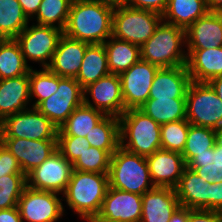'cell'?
<instances>
[{
	"mask_svg": "<svg viewBox=\"0 0 222 222\" xmlns=\"http://www.w3.org/2000/svg\"><path fill=\"white\" fill-rule=\"evenodd\" d=\"M109 187L108 173L72 171L63 196L80 218L98 215Z\"/></svg>",
	"mask_w": 222,
	"mask_h": 222,
	"instance_id": "cell-2",
	"label": "cell"
},
{
	"mask_svg": "<svg viewBox=\"0 0 222 222\" xmlns=\"http://www.w3.org/2000/svg\"><path fill=\"white\" fill-rule=\"evenodd\" d=\"M186 167L194 170L209 184L222 182V147L215 144L207 152L196 154Z\"/></svg>",
	"mask_w": 222,
	"mask_h": 222,
	"instance_id": "cell-32",
	"label": "cell"
},
{
	"mask_svg": "<svg viewBox=\"0 0 222 222\" xmlns=\"http://www.w3.org/2000/svg\"><path fill=\"white\" fill-rule=\"evenodd\" d=\"M159 68L140 59L128 70L119 74L124 112L128 109H140L149 99L152 82Z\"/></svg>",
	"mask_w": 222,
	"mask_h": 222,
	"instance_id": "cell-12",
	"label": "cell"
},
{
	"mask_svg": "<svg viewBox=\"0 0 222 222\" xmlns=\"http://www.w3.org/2000/svg\"><path fill=\"white\" fill-rule=\"evenodd\" d=\"M2 144L16 157L22 172L27 175L57 150V140H27L1 138Z\"/></svg>",
	"mask_w": 222,
	"mask_h": 222,
	"instance_id": "cell-16",
	"label": "cell"
},
{
	"mask_svg": "<svg viewBox=\"0 0 222 222\" xmlns=\"http://www.w3.org/2000/svg\"><path fill=\"white\" fill-rule=\"evenodd\" d=\"M189 218V208L180 206L172 215L169 222H187Z\"/></svg>",
	"mask_w": 222,
	"mask_h": 222,
	"instance_id": "cell-47",
	"label": "cell"
},
{
	"mask_svg": "<svg viewBox=\"0 0 222 222\" xmlns=\"http://www.w3.org/2000/svg\"><path fill=\"white\" fill-rule=\"evenodd\" d=\"M90 147L85 137L58 136L57 149L72 164Z\"/></svg>",
	"mask_w": 222,
	"mask_h": 222,
	"instance_id": "cell-40",
	"label": "cell"
},
{
	"mask_svg": "<svg viewBox=\"0 0 222 222\" xmlns=\"http://www.w3.org/2000/svg\"><path fill=\"white\" fill-rule=\"evenodd\" d=\"M62 35L63 30L57 27L32 24L27 25L15 40L28 66L30 60L40 63L42 68H47Z\"/></svg>",
	"mask_w": 222,
	"mask_h": 222,
	"instance_id": "cell-9",
	"label": "cell"
},
{
	"mask_svg": "<svg viewBox=\"0 0 222 222\" xmlns=\"http://www.w3.org/2000/svg\"><path fill=\"white\" fill-rule=\"evenodd\" d=\"M209 210L222 211V182L210 184Z\"/></svg>",
	"mask_w": 222,
	"mask_h": 222,
	"instance_id": "cell-44",
	"label": "cell"
},
{
	"mask_svg": "<svg viewBox=\"0 0 222 222\" xmlns=\"http://www.w3.org/2000/svg\"><path fill=\"white\" fill-rule=\"evenodd\" d=\"M208 12L206 0H168L162 19L186 30Z\"/></svg>",
	"mask_w": 222,
	"mask_h": 222,
	"instance_id": "cell-25",
	"label": "cell"
},
{
	"mask_svg": "<svg viewBox=\"0 0 222 222\" xmlns=\"http://www.w3.org/2000/svg\"><path fill=\"white\" fill-rule=\"evenodd\" d=\"M191 78L186 66L159 68L149 92V99H186Z\"/></svg>",
	"mask_w": 222,
	"mask_h": 222,
	"instance_id": "cell-19",
	"label": "cell"
},
{
	"mask_svg": "<svg viewBox=\"0 0 222 222\" xmlns=\"http://www.w3.org/2000/svg\"><path fill=\"white\" fill-rule=\"evenodd\" d=\"M222 46V19L208 12L186 29L187 50L212 49Z\"/></svg>",
	"mask_w": 222,
	"mask_h": 222,
	"instance_id": "cell-20",
	"label": "cell"
},
{
	"mask_svg": "<svg viewBox=\"0 0 222 222\" xmlns=\"http://www.w3.org/2000/svg\"><path fill=\"white\" fill-rule=\"evenodd\" d=\"M186 99H148L140 108L162 125L186 119Z\"/></svg>",
	"mask_w": 222,
	"mask_h": 222,
	"instance_id": "cell-30",
	"label": "cell"
},
{
	"mask_svg": "<svg viewBox=\"0 0 222 222\" xmlns=\"http://www.w3.org/2000/svg\"><path fill=\"white\" fill-rule=\"evenodd\" d=\"M183 46H186V30L162 20L140 47L141 59L160 68L186 66L187 51Z\"/></svg>",
	"mask_w": 222,
	"mask_h": 222,
	"instance_id": "cell-3",
	"label": "cell"
},
{
	"mask_svg": "<svg viewBox=\"0 0 222 222\" xmlns=\"http://www.w3.org/2000/svg\"><path fill=\"white\" fill-rule=\"evenodd\" d=\"M7 174H24L16 157L3 145H0V177Z\"/></svg>",
	"mask_w": 222,
	"mask_h": 222,
	"instance_id": "cell-41",
	"label": "cell"
},
{
	"mask_svg": "<svg viewBox=\"0 0 222 222\" xmlns=\"http://www.w3.org/2000/svg\"><path fill=\"white\" fill-rule=\"evenodd\" d=\"M186 67L191 81L206 82L222 76V46L203 50H187Z\"/></svg>",
	"mask_w": 222,
	"mask_h": 222,
	"instance_id": "cell-24",
	"label": "cell"
},
{
	"mask_svg": "<svg viewBox=\"0 0 222 222\" xmlns=\"http://www.w3.org/2000/svg\"><path fill=\"white\" fill-rule=\"evenodd\" d=\"M215 144L222 147V126L215 129Z\"/></svg>",
	"mask_w": 222,
	"mask_h": 222,
	"instance_id": "cell-50",
	"label": "cell"
},
{
	"mask_svg": "<svg viewBox=\"0 0 222 222\" xmlns=\"http://www.w3.org/2000/svg\"><path fill=\"white\" fill-rule=\"evenodd\" d=\"M110 73L120 74L141 59L140 47L128 41L109 37L104 43Z\"/></svg>",
	"mask_w": 222,
	"mask_h": 222,
	"instance_id": "cell-27",
	"label": "cell"
},
{
	"mask_svg": "<svg viewBox=\"0 0 222 222\" xmlns=\"http://www.w3.org/2000/svg\"><path fill=\"white\" fill-rule=\"evenodd\" d=\"M31 102L29 75L0 80V122L28 109Z\"/></svg>",
	"mask_w": 222,
	"mask_h": 222,
	"instance_id": "cell-22",
	"label": "cell"
},
{
	"mask_svg": "<svg viewBox=\"0 0 222 222\" xmlns=\"http://www.w3.org/2000/svg\"><path fill=\"white\" fill-rule=\"evenodd\" d=\"M85 221L87 222H110V221H107V220H104L102 218H100L99 216H90V217H87V218H83Z\"/></svg>",
	"mask_w": 222,
	"mask_h": 222,
	"instance_id": "cell-52",
	"label": "cell"
},
{
	"mask_svg": "<svg viewBox=\"0 0 222 222\" xmlns=\"http://www.w3.org/2000/svg\"><path fill=\"white\" fill-rule=\"evenodd\" d=\"M110 73L103 44H89L83 56L80 71L75 78L84 89Z\"/></svg>",
	"mask_w": 222,
	"mask_h": 222,
	"instance_id": "cell-26",
	"label": "cell"
},
{
	"mask_svg": "<svg viewBox=\"0 0 222 222\" xmlns=\"http://www.w3.org/2000/svg\"><path fill=\"white\" fill-rule=\"evenodd\" d=\"M114 6L98 0H73L63 34L88 44H103L112 36Z\"/></svg>",
	"mask_w": 222,
	"mask_h": 222,
	"instance_id": "cell-1",
	"label": "cell"
},
{
	"mask_svg": "<svg viewBox=\"0 0 222 222\" xmlns=\"http://www.w3.org/2000/svg\"><path fill=\"white\" fill-rule=\"evenodd\" d=\"M85 138L90 146L112 155L120 147L119 117L106 115Z\"/></svg>",
	"mask_w": 222,
	"mask_h": 222,
	"instance_id": "cell-31",
	"label": "cell"
},
{
	"mask_svg": "<svg viewBox=\"0 0 222 222\" xmlns=\"http://www.w3.org/2000/svg\"><path fill=\"white\" fill-rule=\"evenodd\" d=\"M108 177L109 187L138 195L155 188L146 158L121 146L112 154Z\"/></svg>",
	"mask_w": 222,
	"mask_h": 222,
	"instance_id": "cell-5",
	"label": "cell"
},
{
	"mask_svg": "<svg viewBox=\"0 0 222 222\" xmlns=\"http://www.w3.org/2000/svg\"><path fill=\"white\" fill-rule=\"evenodd\" d=\"M100 2L112 5V6H121V5H125L127 0H98Z\"/></svg>",
	"mask_w": 222,
	"mask_h": 222,
	"instance_id": "cell-51",
	"label": "cell"
},
{
	"mask_svg": "<svg viewBox=\"0 0 222 222\" xmlns=\"http://www.w3.org/2000/svg\"><path fill=\"white\" fill-rule=\"evenodd\" d=\"M84 104L105 115L120 117L124 113L121 80L118 74L109 73L83 89ZM91 95V100L89 96ZM94 104V105H93Z\"/></svg>",
	"mask_w": 222,
	"mask_h": 222,
	"instance_id": "cell-14",
	"label": "cell"
},
{
	"mask_svg": "<svg viewBox=\"0 0 222 222\" xmlns=\"http://www.w3.org/2000/svg\"><path fill=\"white\" fill-rule=\"evenodd\" d=\"M180 206L175 189L155 187L142 195L140 222H169Z\"/></svg>",
	"mask_w": 222,
	"mask_h": 222,
	"instance_id": "cell-21",
	"label": "cell"
},
{
	"mask_svg": "<svg viewBox=\"0 0 222 222\" xmlns=\"http://www.w3.org/2000/svg\"><path fill=\"white\" fill-rule=\"evenodd\" d=\"M73 165L57 149L40 166L26 175L27 186L63 194L69 183Z\"/></svg>",
	"mask_w": 222,
	"mask_h": 222,
	"instance_id": "cell-13",
	"label": "cell"
},
{
	"mask_svg": "<svg viewBox=\"0 0 222 222\" xmlns=\"http://www.w3.org/2000/svg\"><path fill=\"white\" fill-rule=\"evenodd\" d=\"M31 68L15 38L0 39V80L29 75Z\"/></svg>",
	"mask_w": 222,
	"mask_h": 222,
	"instance_id": "cell-29",
	"label": "cell"
},
{
	"mask_svg": "<svg viewBox=\"0 0 222 222\" xmlns=\"http://www.w3.org/2000/svg\"><path fill=\"white\" fill-rule=\"evenodd\" d=\"M145 158L154 186L175 189L186 167L182 154L158 149Z\"/></svg>",
	"mask_w": 222,
	"mask_h": 222,
	"instance_id": "cell-17",
	"label": "cell"
},
{
	"mask_svg": "<svg viewBox=\"0 0 222 222\" xmlns=\"http://www.w3.org/2000/svg\"><path fill=\"white\" fill-rule=\"evenodd\" d=\"M209 12H218L222 9V0H206Z\"/></svg>",
	"mask_w": 222,
	"mask_h": 222,
	"instance_id": "cell-49",
	"label": "cell"
},
{
	"mask_svg": "<svg viewBox=\"0 0 222 222\" xmlns=\"http://www.w3.org/2000/svg\"><path fill=\"white\" fill-rule=\"evenodd\" d=\"M222 19V9L217 12Z\"/></svg>",
	"mask_w": 222,
	"mask_h": 222,
	"instance_id": "cell-53",
	"label": "cell"
},
{
	"mask_svg": "<svg viewBox=\"0 0 222 222\" xmlns=\"http://www.w3.org/2000/svg\"><path fill=\"white\" fill-rule=\"evenodd\" d=\"M162 20V15L153 11L132 8L126 4L115 6L112 36L141 47Z\"/></svg>",
	"mask_w": 222,
	"mask_h": 222,
	"instance_id": "cell-6",
	"label": "cell"
},
{
	"mask_svg": "<svg viewBox=\"0 0 222 222\" xmlns=\"http://www.w3.org/2000/svg\"><path fill=\"white\" fill-rule=\"evenodd\" d=\"M120 146L144 157L161 149V125L140 109H128L120 117Z\"/></svg>",
	"mask_w": 222,
	"mask_h": 222,
	"instance_id": "cell-4",
	"label": "cell"
},
{
	"mask_svg": "<svg viewBox=\"0 0 222 222\" xmlns=\"http://www.w3.org/2000/svg\"><path fill=\"white\" fill-rule=\"evenodd\" d=\"M175 191L182 207L209 210L210 184L194 170L184 168Z\"/></svg>",
	"mask_w": 222,
	"mask_h": 222,
	"instance_id": "cell-23",
	"label": "cell"
},
{
	"mask_svg": "<svg viewBox=\"0 0 222 222\" xmlns=\"http://www.w3.org/2000/svg\"><path fill=\"white\" fill-rule=\"evenodd\" d=\"M100 110L86 104L78 106L58 130V136L86 137L105 117Z\"/></svg>",
	"mask_w": 222,
	"mask_h": 222,
	"instance_id": "cell-28",
	"label": "cell"
},
{
	"mask_svg": "<svg viewBox=\"0 0 222 222\" xmlns=\"http://www.w3.org/2000/svg\"><path fill=\"white\" fill-rule=\"evenodd\" d=\"M73 0H42L36 15V24L64 30Z\"/></svg>",
	"mask_w": 222,
	"mask_h": 222,
	"instance_id": "cell-34",
	"label": "cell"
},
{
	"mask_svg": "<svg viewBox=\"0 0 222 222\" xmlns=\"http://www.w3.org/2000/svg\"><path fill=\"white\" fill-rule=\"evenodd\" d=\"M59 193L25 187L18 200L22 222H57L64 215Z\"/></svg>",
	"mask_w": 222,
	"mask_h": 222,
	"instance_id": "cell-11",
	"label": "cell"
},
{
	"mask_svg": "<svg viewBox=\"0 0 222 222\" xmlns=\"http://www.w3.org/2000/svg\"><path fill=\"white\" fill-rule=\"evenodd\" d=\"M112 155L106 150L90 146L72 164L74 170L94 173H109Z\"/></svg>",
	"mask_w": 222,
	"mask_h": 222,
	"instance_id": "cell-39",
	"label": "cell"
},
{
	"mask_svg": "<svg viewBox=\"0 0 222 222\" xmlns=\"http://www.w3.org/2000/svg\"><path fill=\"white\" fill-rule=\"evenodd\" d=\"M28 24L18 0H0V39L16 38Z\"/></svg>",
	"mask_w": 222,
	"mask_h": 222,
	"instance_id": "cell-33",
	"label": "cell"
},
{
	"mask_svg": "<svg viewBox=\"0 0 222 222\" xmlns=\"http://www.w3.org/2000/svg\"><path fill=\"white\" fill-rule=\"evenodd\" d=\"M88 45L63 34L47 68L60 77L76 78Z\"/></svg>",
	"mask_w": 222,
	"mask_h": 222,
	"instance_id": "cell-18",
	"label": "cell"
},
{
	"mask_svg": "<svg viewBox=\"0 0 222 222\" xmlns=\"http://www.w3.org/2000/svg\"><path fill=\"white\" fill-rule=\"evenodd\" d=\"M187 222H222V211L189 209Z\"/></svg>",
	"mask_w": 222,
	"mask_h": 222,
	"instance_id": "cell-43",
	"label": "cell"
},
{
	"mask_svg": "<svg viewBox=\"0 0 222 222\" xmlns=\"http://www.w3.org/2000/svg\"><path fill=\"white\" fill-rule=\"evenodd\" d=\"M186 120L196 126H222V101L206 82L191 81L186 92Z\"/></svg>",
	"mask_w": 222,
	"mask_h": 222,
	"instance_id": "cell-7",
	"label": "cell"
},
{
	"mask_svg": "<svg viewBox=\"0 0 222 222\" xmlns=\"http://www.w3.org/2000/svg\"><path fill=\"white\" fill-rule=\"evenodd\" d=\"M215 129L196 125H189L187 140L182 156L187 164L196 154H203L214 148Z\"/></svg>",
	"mask_w": 222,
	"mask_h": 222,
	"instance_id": "cell-36",
	"label": "cell"
},
{
	"mask_svg": "<svg viewBox=\"0 0 222 222\" xmlns=\"http://www.w3.org/2000/svg\"><path fill=\"white\" fill-rule=\"evenodd\" d=\"M83 103V88L77 80L59 76L57 92L40 102L35 108L59 129L73 111Z\"/></svg>",
	"mask_w": 222,
	"mask_h": 222,
	"instance_id": "cell-10",
	"label": "cell"
},
{
	"mask_svg": "<svg viewBox=\"0 0 222 222\" xmlns=\"http://www.w3.org/2000/svg\"><path fill=\"white\" fill-rule=\"evenodd\" d=\"M24 14L31 20L37 13L42 0H18Z\"/></svg>",
	"mask_w": 222,
	"mask_h": 222,
	"instance_id": "cell-45",
	"label": "cell"
},
{
	"mask_svg": "<svg viewBox=\"0 0 222 222\" xmlns=\"http://www.w3.org/2000/svg\"><path fill=\"white\" fill-rule=\"evenodd\" d=\"M29 81L31 101L34 97L37 99L31 107H36L40 102L51 97L57 92L59 86V76L48 68L38 71L33 70L32 67L29 71Z\"/></svg>",
	"mask_w": 222,
	"mask_h": 222,
	"instance_id": "cell-35",
	"label": "cell"
},
{
	"mask_svg": "<svg viewBox=\"0 0 222 222\" xmlns=\"http://www.w3.org/2000/svg\"><path fill=\"white\" fill-rule=\"evenodd\" d=\"M0 222H22L18 207L0 210Z\"/></svg>",
	"mask_w": 222,
	"mask_h": 222,
	"instance_id": "cell-46",
	"label": "cell"
},
{
	"mask_svg": "<svg viewBox=\"0 0 222 222\" xmlns=\"http://www.w3.org/2000/svg\"><path fill=\"white\" fill-rule=\"evenodd\" d=\"M58 128L35 107L7 116L0 125V138L57 140Z\"/></svg>",
	"mask_w": 222,
	"mask_h": 222,
	"instance_id": "cell-8",
	"label": "cell"
},
{
	"mask_svg": "<svg viewBox=\"0 0 222 222\" xmlns=\"http://www.w3.org/2000/svg\"><path fill=\"white\" fill-rule=\"evenodd\" d=\"M208 83L215 90L218 98L222 101V76L216 77Z\"/></svg>",
	"mask_w": 222,
	"mask_h": 222,
	"instance_id": "cell-48",
	"label": "cell"
},
{
	"mask_svg": "<svg viewBox=\"0 0 222 222\" xmlns=\"http://www.w3.org/2000/svg\"><path fill=\"white\" fill-rule=\"evenodd\" d=\"M142 195L108 187L97 216L110 222H140Z\"/></svg>",
	"mask_w": 222,
	"mask_h": 222,
	"instance_id": "cell-15",
	"label": "cell"
},
{
	"mask_svg": "<svg viewBox=\"0 0 222 222\" xmlns=\"http://www.w3.org/2000/svg\"><path fill=\"white\" fill-rule=\"evenodd\" d=\"M168 0H127L126 5L136 9L149 10L163 14Z\"/></svg>",
	"mask_w": 222,
	"mask_h": 222,
	"instance_id": "cell-42",
	"label": "cell"
},
{
	"mask_svg": "<svg viewBox=\"0 0 222 222\" xmlns=\"http://www.w3.org/2000/svg\"><path fill=\"white\" fill-rule=\"evenodd\" d=\"M190 123L184 119L161 125V149L183 152Z\"/></svg>",
	"mask_w": 222,
	"mask_h": 222,
	"instance_id": "cell-38",
	"label": "cell"
},
{
	"mask_svg": "<svg viewBox=\"0 0 222 222\" xmlns=\"http://www.w3.org/2000/svg\"><path fill=\"white\" fill-rule=\"evenodd\" d=\"M26 186L25 174H7L0 177V210L17 207Z\"/></svg>",
	"mask_w": 222,
	"mask_h": 222,
	"instance_id": "cell-37",
	"label": "cell"
}]
</instances>
